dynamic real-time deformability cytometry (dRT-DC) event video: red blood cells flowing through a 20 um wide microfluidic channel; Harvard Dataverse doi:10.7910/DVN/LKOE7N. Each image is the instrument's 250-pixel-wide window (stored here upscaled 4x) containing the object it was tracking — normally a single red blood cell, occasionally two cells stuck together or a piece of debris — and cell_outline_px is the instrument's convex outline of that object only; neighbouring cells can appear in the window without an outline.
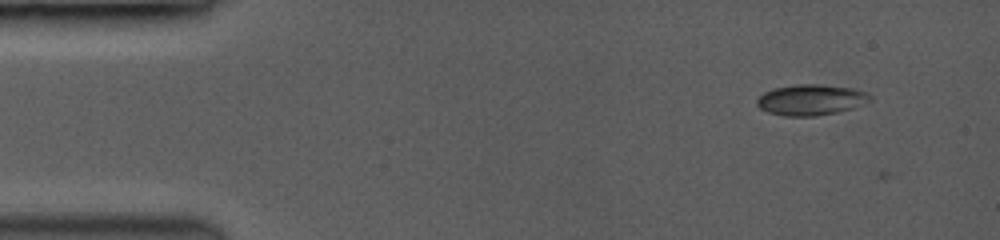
{"species": "common noctule bat (a hibernating species)", "species_latin": "Nyctalus noctula", "temperature_condition": "room temperature", "stored_images_in_passage": 2, "camera_frame_rate_fps": 3500, "um_per_image_px": 0.085, "animal": {"sex": "female", "body_mass_g": 19.0, "forearm_length_mm": 53.3}, "frame": {"image": 1, "passage_image": 1, "time_ms": 0.0, "image_size_px": [1000, 240], "cell_outline_px": [[872, 100], [852, 108], [836, 112], [816, 116], [784, 116], [768, 112], [760, 108], [756, 104], [756, 100], [764, 92], [772, 88], [796, 84], [820, 84], [852, 88], [864, 92], [872, 96]], "centroid_in_image_um": [68.9, 8.48], "position_along_channel_um": 16.1, "area_um2": 20.29}}